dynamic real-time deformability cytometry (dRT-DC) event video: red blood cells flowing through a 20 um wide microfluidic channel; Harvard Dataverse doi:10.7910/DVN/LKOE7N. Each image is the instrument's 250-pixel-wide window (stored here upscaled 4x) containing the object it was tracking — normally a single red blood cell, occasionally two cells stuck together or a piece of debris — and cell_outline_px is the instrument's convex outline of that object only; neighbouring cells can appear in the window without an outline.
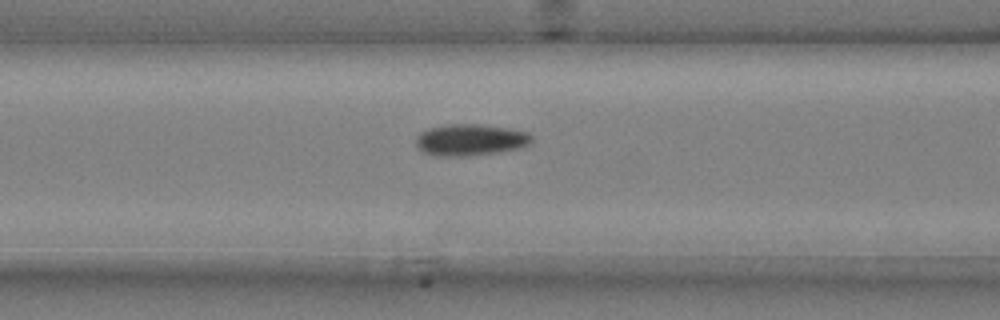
{"species": "common noctule bat (a hibernating species)", "species_latin": "Nyctalus noctula", "temperature_condition": "cold", "stored_images_in_passage": 17, "camera_frame_rate_fps": 3000, "um_per_image_px": 0.085, "animal": {"sex": "male", "body_mass_g": 20.4}, "frame": {"image": 1, "passage_image": 15, "time_ms": 4.667, "image_size_px": [1000, 320], "cell_outline_px": [[532, 140], [528, 144], [520, 148], [500, 152], [468, 156], [436, 156], [424, 152], [416, 148], [416, 136], [420, 132], [428, 128], [444, 124], [476, 124], [508, 128], [528, 132], [532, 136]], "centroid_in_image_um": [39.95, 11.89], "position_along_channel_um": 126.7, "area_um2": 21.5}}